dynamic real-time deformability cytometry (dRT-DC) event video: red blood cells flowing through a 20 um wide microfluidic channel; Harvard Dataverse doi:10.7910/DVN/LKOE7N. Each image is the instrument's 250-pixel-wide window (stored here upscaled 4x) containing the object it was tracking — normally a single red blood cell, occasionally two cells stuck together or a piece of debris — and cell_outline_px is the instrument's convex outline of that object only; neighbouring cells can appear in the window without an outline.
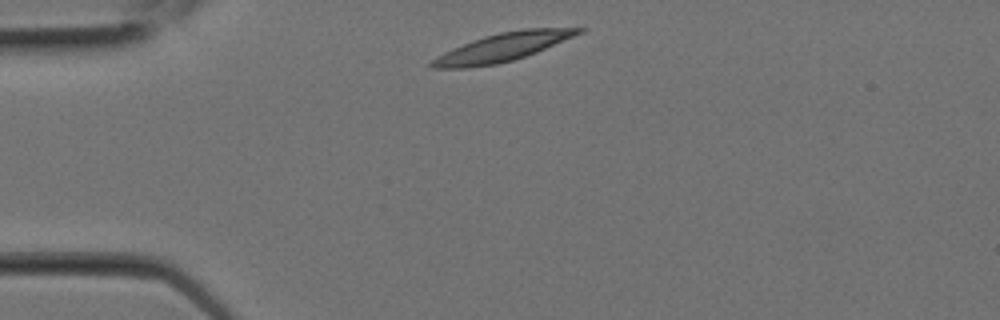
{"species": "Egyptian fruit bat (a non-hibernating species)", "species_latin": "Rousettus aegyptiacus", "temperature_condition": "room temperature", "stored_images_in_passage": 1, "camera_frame_rate_fps": 3000, "um_per_image_px": 0.085, "animal": {"sex": "female"}, "frame": {"image": 1, "passage_image": 1, "time_ms": 0.0, "image_size_px": [1000, 320], "cell_outline_px": [[584, 32], [536, 52], [512, 60], [496, 64], [468, 68], [432, 68], [428, 64], [436, 56], [452, 48], [484, 36], [500, 32], [524, 28], [584, 28]], "centroid_in_image_um": [42.69, 4.01], "position_along_channel_um": 42.3, "area_um2": 23.93}}